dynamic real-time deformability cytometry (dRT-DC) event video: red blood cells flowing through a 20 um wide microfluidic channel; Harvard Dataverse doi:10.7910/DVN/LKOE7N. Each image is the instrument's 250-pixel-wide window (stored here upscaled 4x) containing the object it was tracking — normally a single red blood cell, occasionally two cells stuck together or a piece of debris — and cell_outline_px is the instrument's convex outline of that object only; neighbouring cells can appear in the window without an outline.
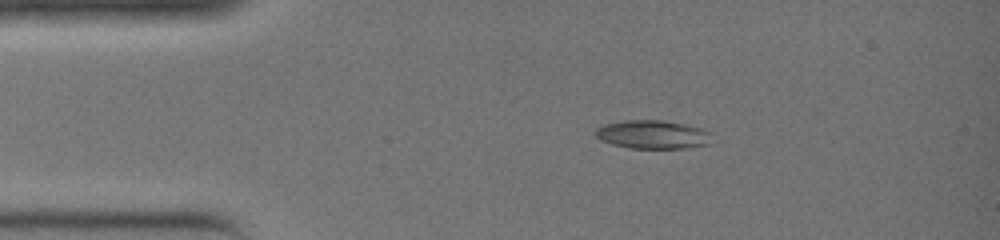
{"species": "common noctule bat (a hibernating species)", "species_latin": "Nyctalus noctula", "temperature_condition": "warm", "stored_images_in_passage": 30, "camera_frame_rate_fps": 3000, "um_per_image_px": 0.085, "animal": {"sex": "female", "body_mass_g": 19.0, "forearm_length_mm": 51.5}, "frame": {"image": 1, "passage_image": 1, "time_ms": 0.0, "image_size_px": [1000, 240], "cell_outline_px": [[712, 144], [688, 148], [628, 148], [612, 144], [600, 140], [596, 136], [596, 128], [604, 124], [628, 120], [664, 120], [684, 124], [700, 128], [712, 132]], "centroid_in_image_um": [55.53, 11.44], "position_along_channel_um": 29.5, "area_um2": 19.54}}
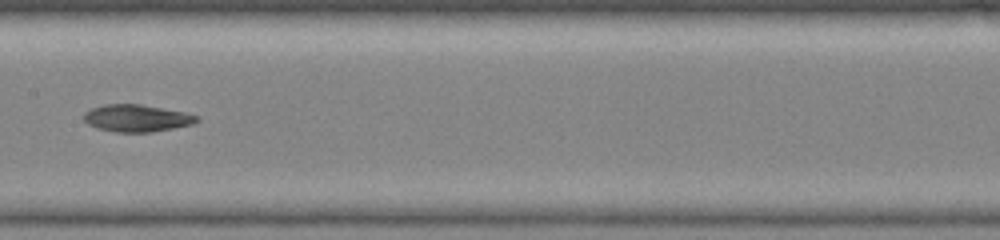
{"frame": {"image": 2, "passage_image": 13, "time_ms": 4.0, "image_size_px": [1000, 240], "cell_outline_px": [[200, 120], [192, 124], [152, 132], [116, 132], [96, 128], [88, 124], [84, 120], [84, 112], [92, 108], [104, 104], [140, 104], [184, 112], [200, 116]], "centroid_in_image_um": [11.62, 10.04], "position_along_channel_um": 195.8, "area_um2": 17.86}}
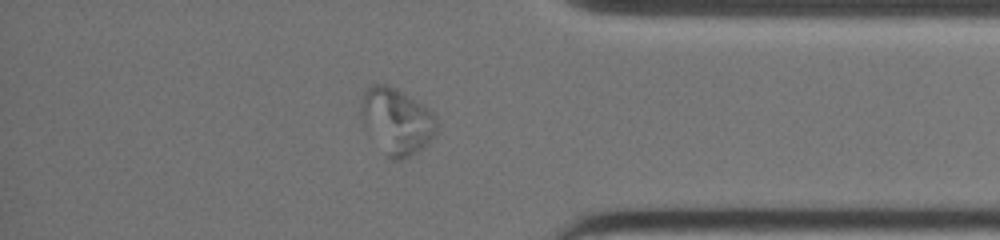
{"frame": {"image": 3, "passage_image": 25, "time_ms": 8.0, "image_size_px": [1000, 240], "cell_outline_px": [[440, 124], [436, 132], [428, 144], [404, 160], [388, 160], [364, 128], [360, 112], [360, 104], [364, 88], [372, 84], [388, 84], [404, 92], [428, 108], [432, 112]], "centroid_in_image_um": [33.69, 10.3], "position_along_channel_um": 401.5, "area_um2": 30.0}}